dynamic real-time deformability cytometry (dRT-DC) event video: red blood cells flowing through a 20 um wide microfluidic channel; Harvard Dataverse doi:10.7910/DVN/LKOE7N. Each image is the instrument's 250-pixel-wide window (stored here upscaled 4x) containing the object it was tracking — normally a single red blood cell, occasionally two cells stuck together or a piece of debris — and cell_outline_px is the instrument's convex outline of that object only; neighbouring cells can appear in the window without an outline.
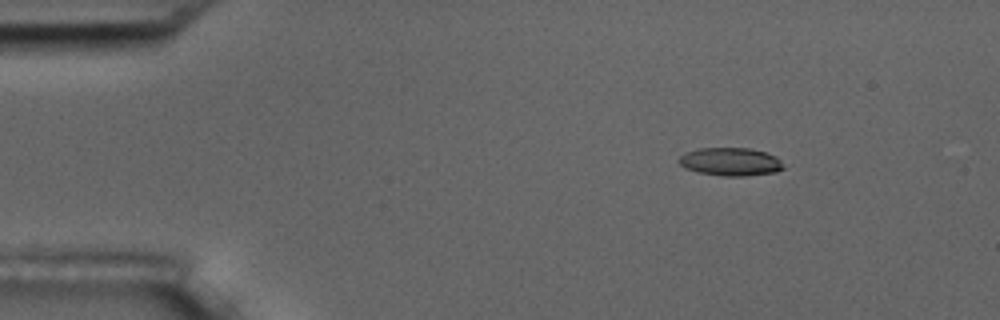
{"species": "common noctule bat (a hibernating species)", "species_latin": "Nyctalus noctula", "temperature_condition": "room temperature", "stored_images_in_passage": 49, "camera_frame_rate_fps": 3000, "um_per_image_px": 0.085, "animal": {"sex": "male", "body_mass_g": 17.5, "forearm_length_mm": 52.3}, "frame": {"image": 1, "passage_image": 1, "time_ms": 0.0, "image_size_px": [1000, 320], "cell_outline_px": [[784, 168], [776, 172], [744, 176], [724, 176], [700, 172], [684, 168], [676, 160], [684, 152], [700, 148], [748, 148], [764, 152], [776, 156], [780, 160]], "centroid_in_image_um": [62.06, 13.74], "position_along_channel_um": 22.9, "area_um2": 17.11}}
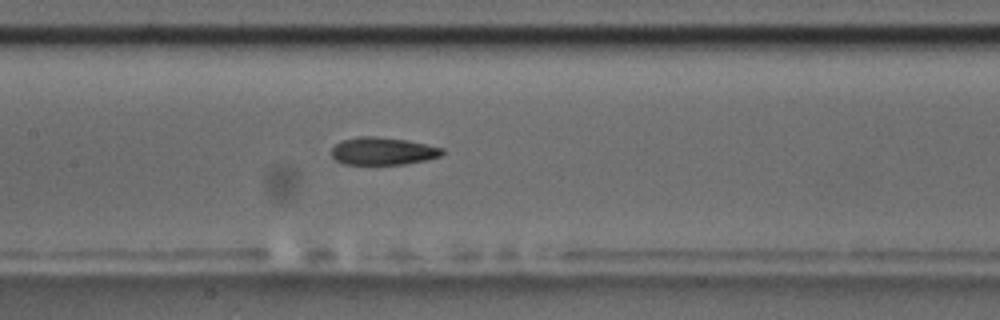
{"frame": {"image": 2, "passage_image": 20, "time_ms": 6.333, "image_size_px": [1000, 320], "cell_outline_px": [[444, 152], [440, 156], [428, 160], [404, 164], [344, 164], [336, 160], [332, 156], [332, 148], [340, 140], [360, 136], [376, 136], [408, 140], [444, 148]], "centroid_in_image_um": [32.56, 12.84], "position_along_channel_um": 174.8, "area_um2": 17.92}}
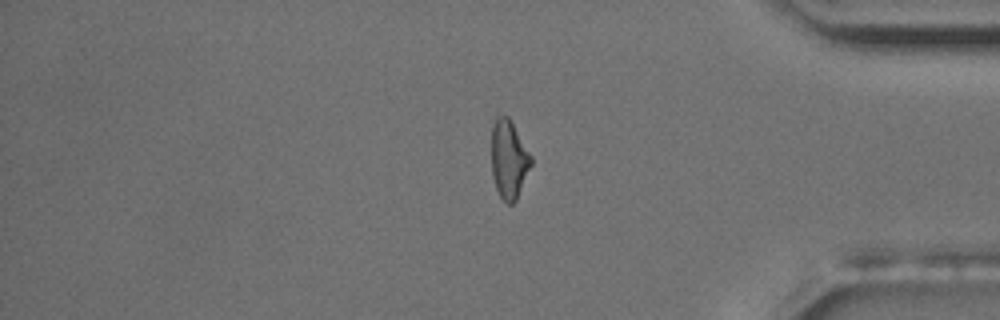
{"frame": {"image": 3, "passage_image": 40, "time_ms": 13.0, "image_size_px": [1000, 320], "cell_outline_px": [[532, 164], [516, 200], [512, 204], [508, 204], [500, 196], [496, 188], [492, 176], [492, 124], [496, 116], [508, 116], [532, 156]], "centroid_in_image_um": [43.25, 13.54], "position_along_channel_um": 391.9, "area_um2": 18.03}, "authors_computed_cell_mechanics": {"area_um2": 18.207, "velocity_mm_per_s": 3.6095, "shape_relaxation_time_tau1_ms": 5.1543, "shape_relaxation_time_tau2_ms": 2.8858, "deformation_change_tau1": 0.1678, "deformation_change_tau2": 0.1078}}